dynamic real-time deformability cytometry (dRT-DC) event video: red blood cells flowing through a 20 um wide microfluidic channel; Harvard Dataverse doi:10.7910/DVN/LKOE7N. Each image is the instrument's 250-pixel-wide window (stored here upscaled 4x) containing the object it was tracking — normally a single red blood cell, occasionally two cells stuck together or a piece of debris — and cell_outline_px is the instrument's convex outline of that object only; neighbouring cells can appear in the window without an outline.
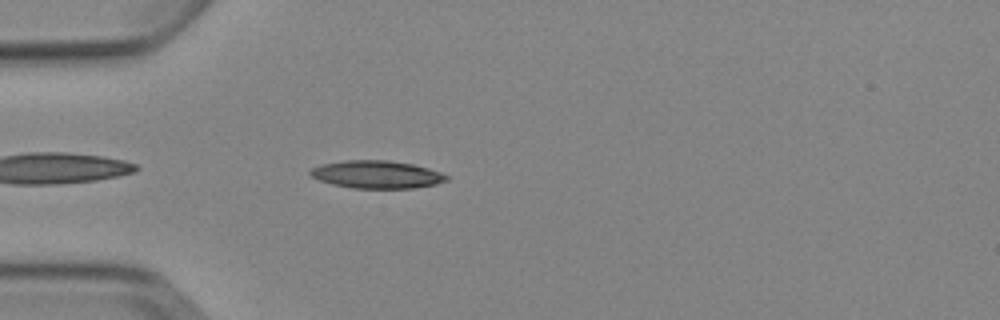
{"species": "Egyptian fruit bat (a non-hibernating species)", "species_latin": "Rousettus aegyptiacus", "temperature_condition": "cold", "stored_images_in_passage": 4, "camera_frame_rate_fps": 3000, "um_per_image_px": 0.085, "animal": {"sex": "female"}, "frame": {"image": 1, "passage_image": 4, "time_ms": 3.667, "image_size_px": [1000, 320], "cell_outline_px": [[448, 180], [436, 184], [412, 188], [352, 188], [332, 184], [320, 180], [312, 176], [308, 172], [312, 168], [320, 164], [344, 160], [388, 160], [412, 164], [428, 168], [440, 172], [448, 176]], "centroid_in_image_um": [32.01, 14.82], "position_along_channel_um": 53.0, "area_um2": 21.96}}